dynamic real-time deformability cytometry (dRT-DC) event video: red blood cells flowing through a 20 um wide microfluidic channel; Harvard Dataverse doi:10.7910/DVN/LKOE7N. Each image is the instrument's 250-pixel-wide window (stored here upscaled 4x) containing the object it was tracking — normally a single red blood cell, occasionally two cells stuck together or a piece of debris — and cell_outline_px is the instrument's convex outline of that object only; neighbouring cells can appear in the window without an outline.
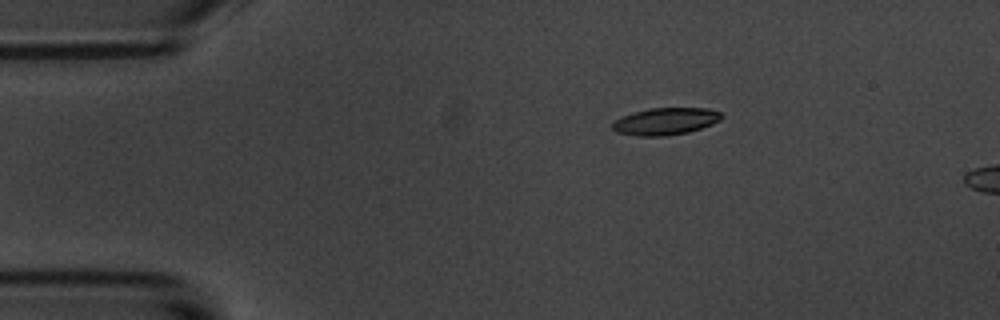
{"species": "common noctule bat (a hibernating species)", "species_latin": "Nyctalus noctula", "temperature_condition": "room temperature", "stored_images_in_passage": 5, "camera_frame_rate_fps": 3000, "um_per_image_px": 0.085, "animal": {"sex": "male", "body_mass_g": 20.1, "forearm_length_mm": 53.5}, "frame": {"image": 1, "passage_image": 3, "time_ms": 3.333, "image_size_px": [1000, 320], "cell_outline_px": [[724, 116], [720, 120], [712, 124], [688, 132], [664, 136], [636, 136], [616, 132], [612, 128], [612, 124], [616, 120], [624, 116], [636, 112], [652, 108], [708, 108], [720, 112]], "centroid_in_image_um": [56.59, 10.32], "position_along_channel_um": 28.4, "area_um2": 17.05}}